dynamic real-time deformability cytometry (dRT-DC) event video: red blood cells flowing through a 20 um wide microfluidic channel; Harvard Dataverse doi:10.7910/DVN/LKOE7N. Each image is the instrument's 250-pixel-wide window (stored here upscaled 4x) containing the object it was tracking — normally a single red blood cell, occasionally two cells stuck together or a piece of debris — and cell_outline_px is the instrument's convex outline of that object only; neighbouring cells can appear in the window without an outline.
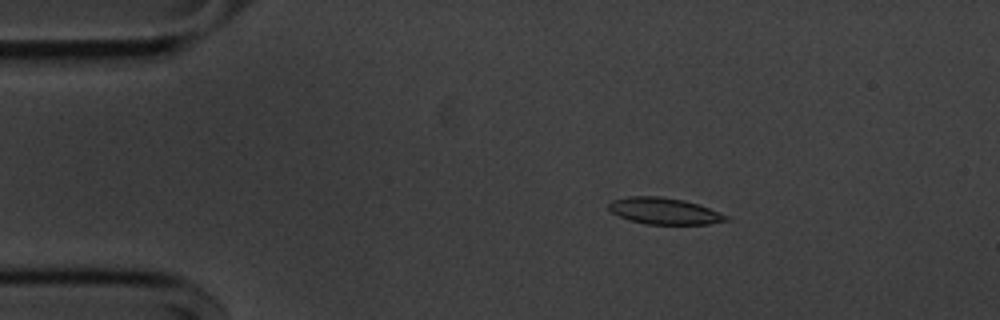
{"species": "common noctule bat (a hibernating species)", "species_latin": "Nyctalus noctula", "temperature_condition": "cold", "stored_images_in_passage": 52, "camera_frame_rate_fps": 3000, "um_per_image_px": 0.085, "animal": {"sex": "male", "body_mass_g": 20.1, "forearm_length_mm": 53.5}, "frame": {"image": 1, "passage_image": 7, "time_ms": 2.0, "image_size_px": [1000, 320], "cell_outline_px": [[732, 220], [708, 224], [648, 224], [628, 220], [612, 212], [608, 208], [608, 204], [612, 200], [628, 196], [660, 196], [684, 200], [708, 208], [728, 216]], "centroid_in_image_um": [56.45, 17.94], "position_along_channel_um": 28.6, "area_um2": 18.03}}
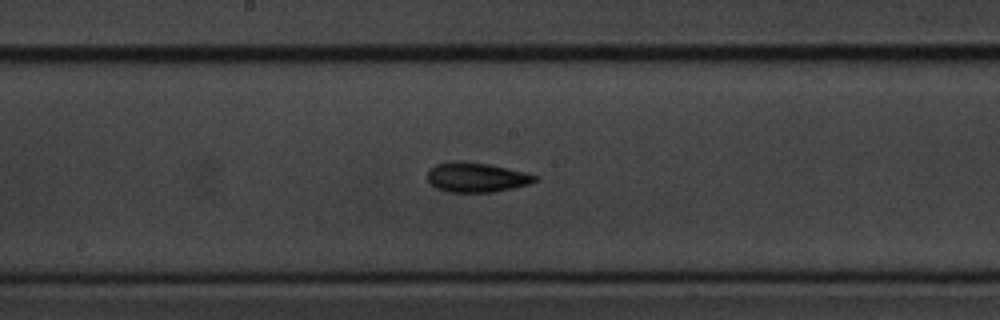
{"frame": {"image": 2, "passage_image": 26, "time_ms": 8.333, "image_size_px": [1000, 320], "cell_outline_px": [[540, 180], [528, 184], [512, 188], [492, 192], [448, 192], [436, 188], [428, 180], [428, 172], [436, 164], [452, 160], [464, 160], [488, 164], [524, 172], [540, 176]], "centroid_in_image_um": [40.51, 15.06], "position_along_channel_um": 207.7, "area_um2": 18.67}}
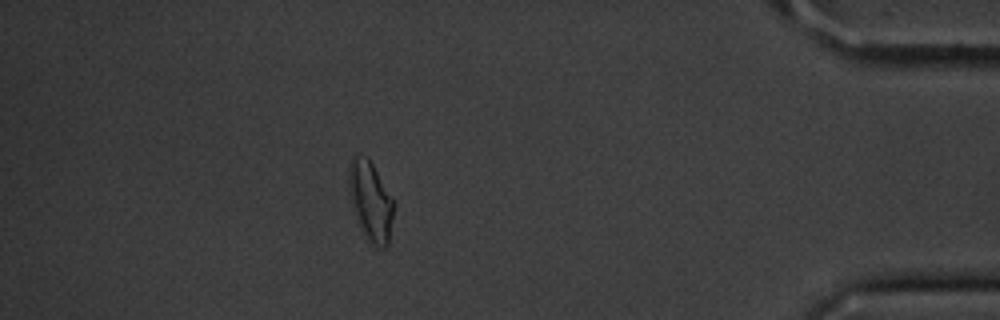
{"frame": {"image": 3, "passage_image": 46, "time_ms": 15.0, "image_size_px": [1000, 320], "cell_outline_px": [[392, 216], [388, 244], [384, 248], [380, 248], [368, 244], [364, 236], [356, 212], [348, 180], [348, 164], [352, 156], [368, 156], [392, 200]], "centroid_in_image_um": [31.48, 17.1], "position_along_channel_um": 403.7, "area_um2": 19.94}, "authors_computed_cell_mechanics": {"area_um2": 18.0336, "velocity_mm_per_s": 3.6318, "shape_relaxation_time_tau1_ms": 3.831, "shape_relaxation_time_tau2_ms": 5.0233, "deformation_change_tau1": 0.1236, "deformation_change_tau2": 0.1342}}